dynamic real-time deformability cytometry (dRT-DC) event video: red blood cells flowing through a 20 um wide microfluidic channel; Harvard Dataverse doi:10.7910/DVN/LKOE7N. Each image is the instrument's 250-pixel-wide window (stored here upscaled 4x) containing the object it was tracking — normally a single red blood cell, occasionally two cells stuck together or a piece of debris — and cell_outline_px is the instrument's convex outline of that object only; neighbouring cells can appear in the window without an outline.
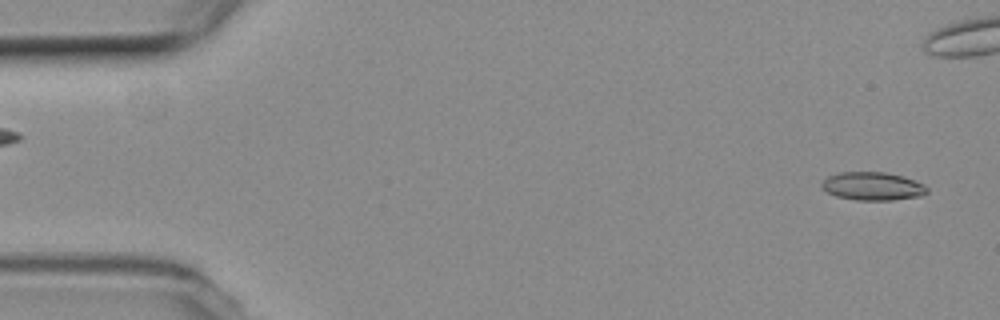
{"species": "common noctule bat (a hibernating species)", "species_latin": "Nyctalus noctula", "temperature_condition": "room temperature", "stored_images_in_passage": 56, "camera_frame_rate_fps": 3000, "um_per_image_px": 0.085, "animal": {"sex": "female", "body_mass_g": 19.3, "forearm_length_mm": 54.1}, "frame": {"image": 1, "passage_image": 3, "time_ms": 0.667, "image_size_px": [1000, 320], "cell_outline_px": [[928, 192], [920, 196], [892, 200], [856, 200], [836, 196], [828, 192], [820, 184], [828, 176], [840, 172], [884, 172], [904, 176], [924, 184], [928, 188]], "centroid_in_image_um": [74.2, 15.82], "position_along_channel_um": 10.8, "area_um2": 17.28}}
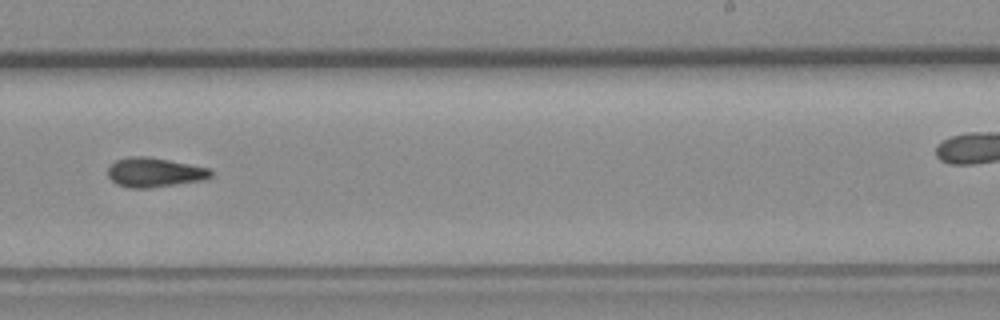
{"frame": {"image": 2, "passage_image": 34, "time_ms": 11.0, "image_size_px": [1000, 320], "cell_outline_px": [[212, 176], [204, 180], [148, 188], [128, 188], [116, 184], [108, 176], [108, 168], [116, 160], [128, 156], [144, 156], [168, 160], [208, 168], [212, 172]], "centroid_in_image_um": [13.1, 14.66], "position_along_channel_um": 275.9, "area_um2": 17.51}}
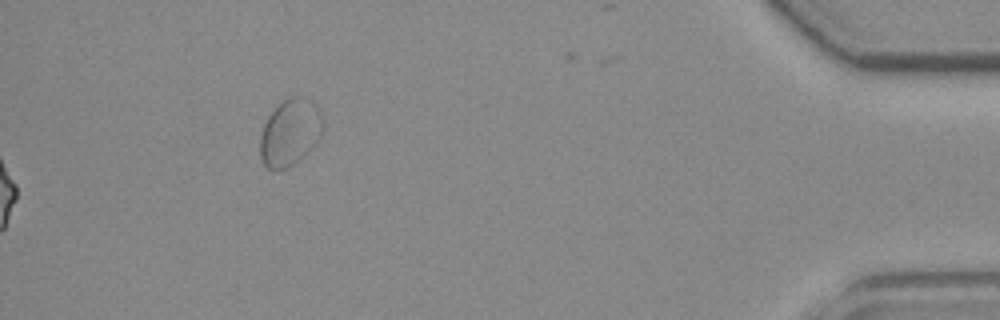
{"frame": {"image": 3, "passage_image": 56, "time_ms": 18.333, "image_size_px": [1000, 320], "cell_outline_px": [[324, 124], [320, 132], [304, 152], [292, 164], [276, 172], [272, 172], [260, 160], [260, 136], [264, 124], [268, 116], [284, 100], [292, 96], [300, 96], [316, 104], [320, 108]], "centroid_in_image_um": [24.6, 11.24], "position_along_channel_um": 410.6, "area_um2": 23.7}, "authors_computed_cell_mechanics": {"area_um2": 17.1088, "velocity_mm_per_s": 3.7612, "shape_relaxation_time_tau1_ms": null, "shape_relaxation_time_tau2_ms": 4.9174, "deformation_change_tau1": null, "deformation_change_tau2": 0.1301}}